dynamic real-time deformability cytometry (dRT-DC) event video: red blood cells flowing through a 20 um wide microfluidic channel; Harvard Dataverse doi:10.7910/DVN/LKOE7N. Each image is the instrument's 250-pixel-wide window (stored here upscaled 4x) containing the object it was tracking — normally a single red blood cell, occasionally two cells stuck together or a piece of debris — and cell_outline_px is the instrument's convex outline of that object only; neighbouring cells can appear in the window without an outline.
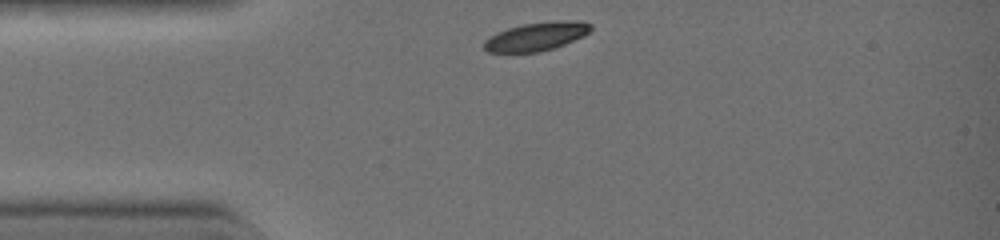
{"species": "common noctule bat (a hibernating species)", "species_latin": "Nyctalus noctula", "temperature_condition": "warm", "stored_images_in_passage": 29, "camera_frame_rate_fps": 3000, "um_per_image_px": 0.085, "animal": {"sex": "female", "body_mass_g": 19.0, "forearm_length_mm": 51.5}, "frame": {"image": 1, "passage_image": 1, "time_ms": 0.0, "image_size_px": [1000, 240], "cell_outline_px": [[592, 28], [584, 36], [564, 44], [540, 52], [488, 52], [484, 48], [484, 40], [496, 32], [508, 28], [524, 24], [556, 20], [580, 20], [592, 24]], "centroid_in_image_um": [45.61, 3.08], "position_along_channel_um": 39.4, "area_um2": 17.74}}
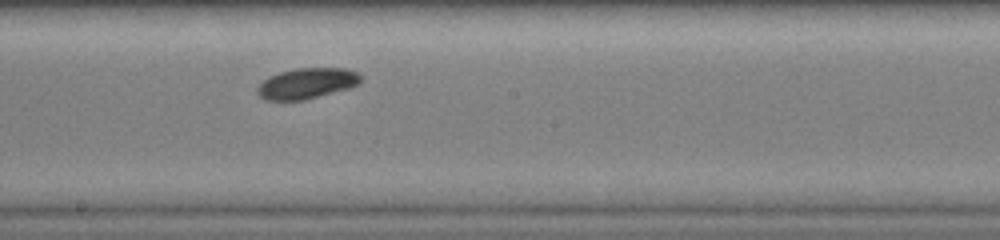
{"frame": {"image": 2, "passage_image": 15, "time_ms": 4.667, "image_size_px": [1000, 240], "cell_outline_px": [[364, 76], [360, 84], [348, 88], [304, 100], [268, 100], [260, 96], [256, 92], [256, 88], [268, 76], [280, 72], [296, 68], [344, 68], [356, 72]], "centroid_in_image_um": [26.1, 7.08], "position_along_channel_um": 222.1, "area_um2": 18.5}}
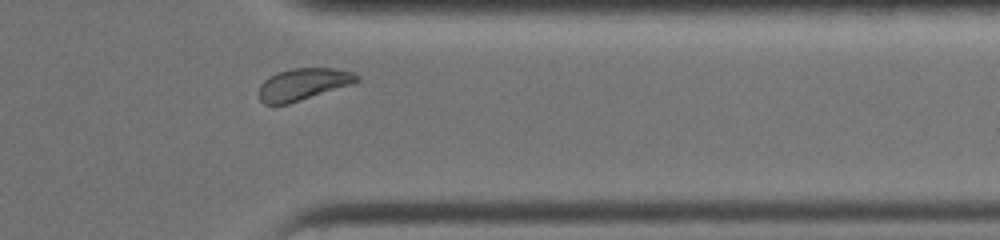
{"frame": {"image": 3, "passage_image": 26, "time_ms": 8.333, "image_size_px": [1000, 240], "cell_outline_px": [[360, 80], [288, 104], [264, 104], [260, 100], [260, 84], [268, 76], [276, 72], [292, 68], [332, 68], [352, 72], [360, 76]], "centroid_in_image_um": [25.71, 7.14], "position_along_channel_um": 385.7, "area_um2": 17.8}, "authors_computed_cell_mechanics": {"area_um2": 18.6116, "velocity_mm_per_s": 4.4314, "shape_relaxation_time_tau1_ms": 1.3727, "shape_relaxation_time_tau2_ms": null, "deformation_change_tau1": 0.0979, "deformation_change_tau2": null}}